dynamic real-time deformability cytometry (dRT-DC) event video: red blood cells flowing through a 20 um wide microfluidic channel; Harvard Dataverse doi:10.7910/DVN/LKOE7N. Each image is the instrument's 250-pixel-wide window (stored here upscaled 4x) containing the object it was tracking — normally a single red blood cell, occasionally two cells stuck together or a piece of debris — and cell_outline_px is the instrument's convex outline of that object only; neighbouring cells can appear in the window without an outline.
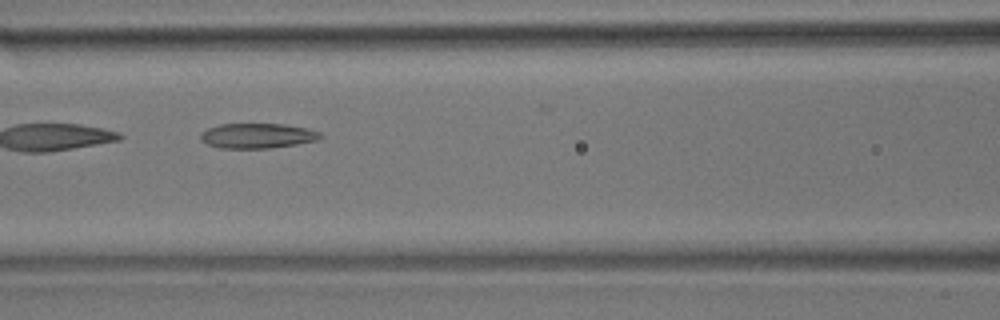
{"species": "common noctule bat (a hibernating species)", "species_latin": "Nyctalus noctula", "temperature_condition": "room temperature", "stored_images_in_passage": 12, "camera_frame_rate_fps": 3000, "um_per_image_px": 0.085, "animal": {"sex": "male", "body_mass_g": 17.9}, "frame": {"image": 1, "passage_image": 4, "time_ms": 3.333, "image_size_px": [1000, 320], "cell_outline_px": [[324, 136], [320, 140], [296, 144], [268, 148], [220, 148], [204, 144], [200, 140], [200, 132], [208, 128], [220, 124], [284, 124], [308, 128], [320, 132]], "centroid_in_image_um": [21.87, 11.54], "position_along_channel_um": 144.7, "area_um2": 17.69}}
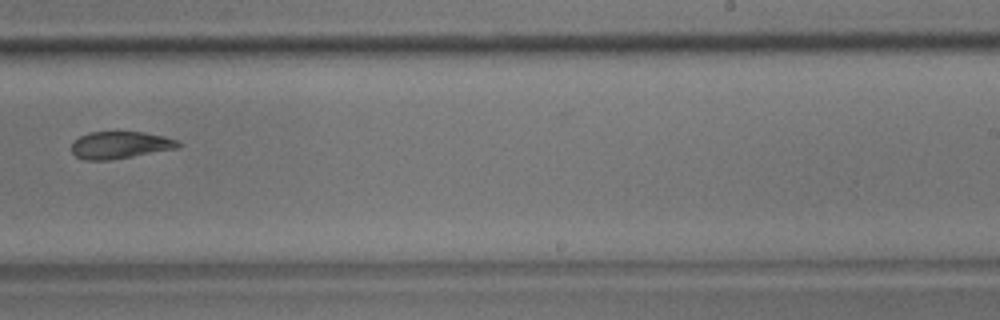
{"frame": {"image": 2, "passage_image": 7, "time_ms": 7.0, "image_size_px": [1000, 320], "cell_outline_px": [[180, 148], [108, 160], [84, 160], [76, 156], [72, 152], [72, 140], [88, 132], [144, 132], [164, 136], [176, 140], [180, 144]], "centroid_in_image_um": [10.19, 12.32], "position_along_channel_um": 278.8, "area_um2": 16.88}}
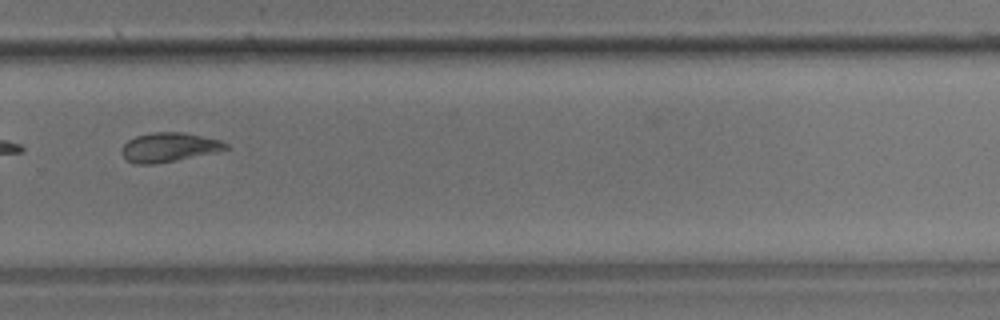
{"frame": {"image": 3, "passage_image": 8, "time_ms": 8.0, "image_size_px": [1000, 320], "cell_outline_px": [[228, 148], [216, 152], [176, 160], [152, 164], [136, 164], [124, 160], [120, 152], [124, 144], [128, 140], [136, 136], [152, 132], [180, 132], [220, 140], [228, 144]], "centroid_in_image_um": [14.3, 12.52], "position_along_channel_um": 315.5, "area_um2": 17.63}, "authors_computed_cell_mechanics": {"area_um2": 18.0336, "velocity_mm_per_s": 3.6594, "shape_relaxation_time_tau1_ms": null, "shape_relaxation_time_tau2_ms": 5.6562, "deformation_change_tau1": null, "deformation_change_tau2": 0.1289}}